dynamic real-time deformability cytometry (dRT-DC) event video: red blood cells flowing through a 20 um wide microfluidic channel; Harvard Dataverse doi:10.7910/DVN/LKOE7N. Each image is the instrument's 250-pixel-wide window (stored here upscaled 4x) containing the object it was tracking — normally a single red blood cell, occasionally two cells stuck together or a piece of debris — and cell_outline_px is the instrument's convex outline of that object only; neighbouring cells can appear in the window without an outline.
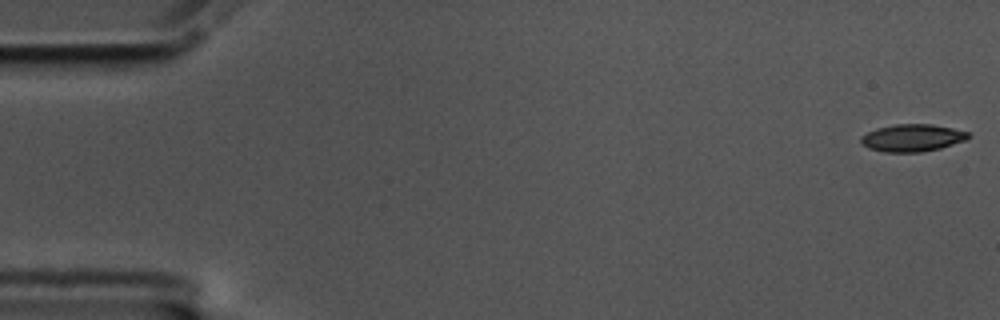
{"species": "common noctule bat (a hibernating species)", "species_latin": "Nyctalus noctula", "temperature_condition": "cold", "stored_images_in_passage": 57, "camera_frame_rate_fps": 3000, "um_per_image_px": 0.085, "animal": {"sex": "male", "body_mass_g": 17.5, "forearm_length_mm": 52.3}, "frame": {"image": 1, "passage_image": 1, "time_ms": 0.0, "image_size_px": [1000, 320], "cell_outline_px": [[972, 136], [964, 140], [940, 148], [920, 152], [884, 152], [868, 148], [860, 140], [860, 136], [876, 128], [896, 124], [932, 124], [952, 128], [968, 132]], "centroid_in_image_um": [77.53, 11.71], "position_along_channel_um": 7.5, "area_um2": 16.99}}
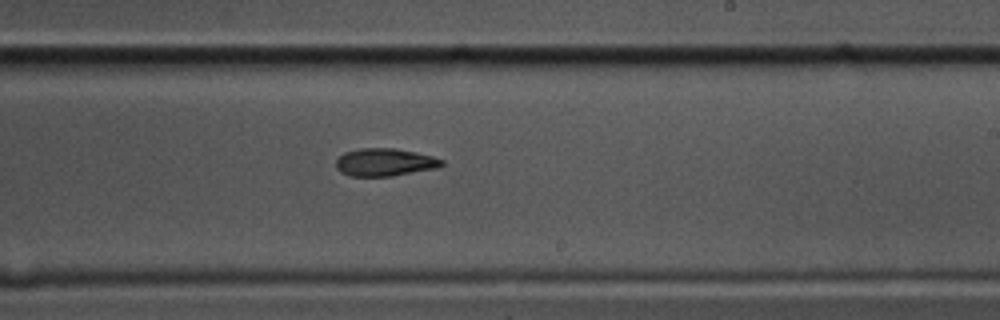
{"frame": {"image": 2, "passage_image": 34, "time_ms": 11.0, "image_size_px": [1000, 320], "cell_outline_px": [[444, 164], [440, 168], [392, 176], [348, 176], [340, 172], [336, 168], [336, 160], [344, 152], [360, 148], [396, 148], [416, 152], [432, 156], [444, 160]], "centroid_in_image_um": [32.73, 13.79], "position_along_channel_um": 256.3, "area_um2": 17.34}}
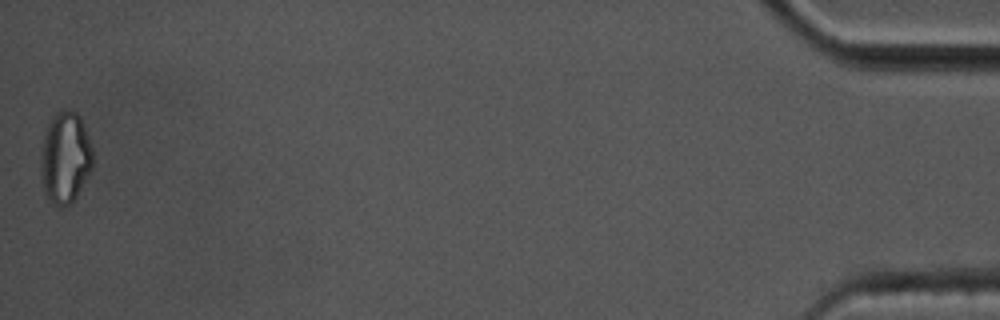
{"frame": {"image": 3, "passage_image": 57, "time_ms": 18.667, "image_size_px": [1000, 320], "cell_outline_px": [[92, 168], [76, 196], [68, 204], [60, 208], [52, 204], [48, 200], [44, 192], [40, 180], [40, 156], [44, 136], [48, 124], [52, 116], [60, 108], [76, 112], [80, 116], [92, 148]], "centroid_in_image_um": [5.5, 13.4], "position_along_channel_um": 429.7, "area_um2": 27.92}, "authors_computed_cell_mechanics": {"area_um2": 17.8602, "velocity_mm_per_s": 3.5172, "shape_relaxation_time_tau1_ms": 5.6844, "shape_relaxation_time_tau2_ms": null, "deformation_change_tau1": 0.138, "deformation_change_tau2": null}}